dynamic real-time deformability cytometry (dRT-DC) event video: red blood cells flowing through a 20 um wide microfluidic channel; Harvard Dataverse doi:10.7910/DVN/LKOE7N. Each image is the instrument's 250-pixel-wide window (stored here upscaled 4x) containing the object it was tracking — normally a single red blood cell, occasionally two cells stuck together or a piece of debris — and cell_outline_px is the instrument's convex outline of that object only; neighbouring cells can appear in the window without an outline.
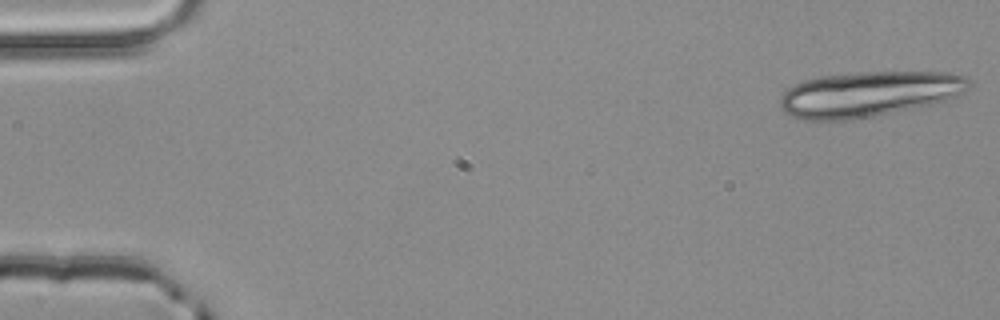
{"species": "common noctule bat (a hibernating species)", "species_latin": "Nyctalus noctula", "temperature_condition": "room temperature", "stored_images_in_passage": 3, "camera_frame_rate_fps": 3000, "um_per_image_px": 0.085, "animal": {"sex": "male", "body_mass_g": 20.4}, "frame": {"image": 1, "passage_image": 1, "time_ms": 0.0, "image_size_px": [1000, 320], "cell_outline_px": [[972, 84], [964, 92], [948, 100], [872, 116], [848, 120], [800, 120], [784, 112], [780, 108], [780, 96], [788, 88], [804, 80], [820, 76], [860, 72], [952, 72], [968, 76], [972, 80]], "centroid_in_image_um": [73.87, 7.98], "position_along_channel_um": 11.1, "area_um2": 50.05}}